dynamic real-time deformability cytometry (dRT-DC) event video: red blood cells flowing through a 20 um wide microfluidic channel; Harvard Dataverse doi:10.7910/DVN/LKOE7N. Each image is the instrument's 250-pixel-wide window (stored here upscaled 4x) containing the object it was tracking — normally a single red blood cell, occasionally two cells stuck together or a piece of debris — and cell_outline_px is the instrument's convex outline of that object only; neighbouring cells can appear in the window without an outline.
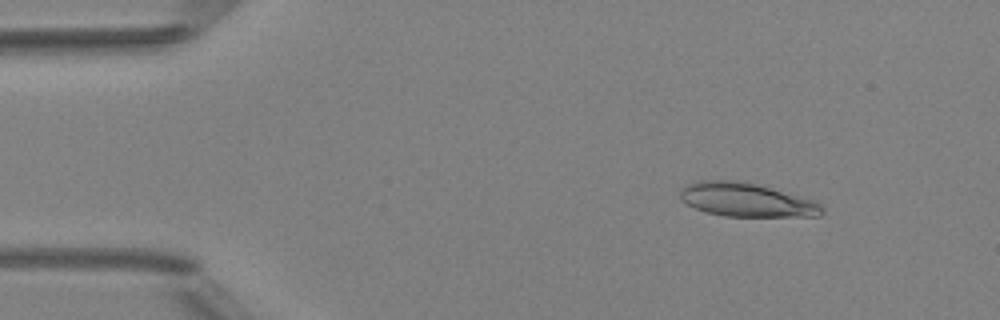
{"species": "Egyptian fruit bat (a non-hibernating species)", "species_latin": "Rousettus aegyptiacus", "temperature_condition": "room temperature", "stored_images_in_passage": 4, "camera_frame_rate_fps": 3000, "um_per_image_px": 0.085, "animal": {"sex": "female"}, "frame": {"image": 1, "passage_image": 1, "time_ms": 0.0, "image_size_px": [1000, 320], "cell_outline_px": [[824, 212], [820, 216], [724, 216], [704, 212], [680, 200], [680, 192], [688, 184], [700, 180], [736, 180], [756, 184], [816, 200], [824, 208]], "centroid_in_image_um": [63.47, 16.99], "position_along_channel_um": 21.5, "area_um2": 27.86}}